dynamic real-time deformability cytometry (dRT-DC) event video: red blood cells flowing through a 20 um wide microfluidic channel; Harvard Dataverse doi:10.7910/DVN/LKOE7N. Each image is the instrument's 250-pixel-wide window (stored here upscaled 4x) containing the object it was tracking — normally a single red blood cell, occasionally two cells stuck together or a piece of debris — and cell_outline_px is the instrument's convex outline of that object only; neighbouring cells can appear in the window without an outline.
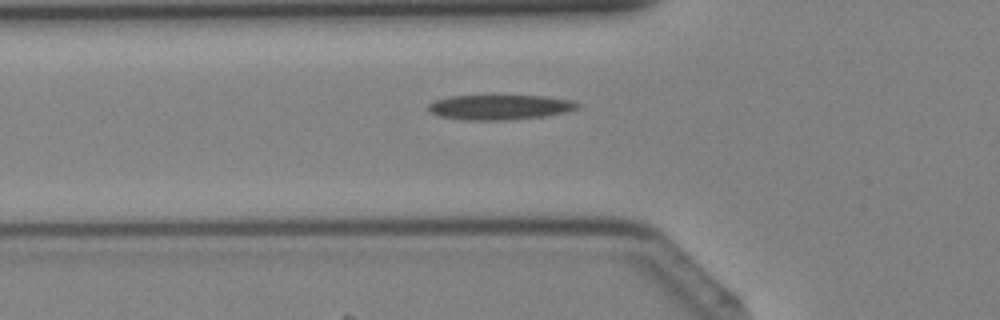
{"species": "Egyptian fruit bat (a non-hibernating species)", "species_latin": "Rousettus aegyptiacus", "temperature_condition": "cold", "stored_images_in_passage": 32, "camera_frame_rate_fps": 3000, "um_per_image_px": 0.085, "animal": {"sex": "female"}, "frame": {"image": 1, "passage_image": 6, "time_ms": 1.667, "image_size_px": [1000, 320], "cell_outline_px": [[580, 108], [564, 112], [544, 116], [508, 120], [464, 120], [440, 116], [432, 112], [428, 108], [428, 104], [432, 100], [448, 96], [544, 96], [572, 100], [580, 104]], "centroid_in_image_um": [42.47, 9.11], "position_along_channel_um": 83.3, "area_um2": 21.68}}
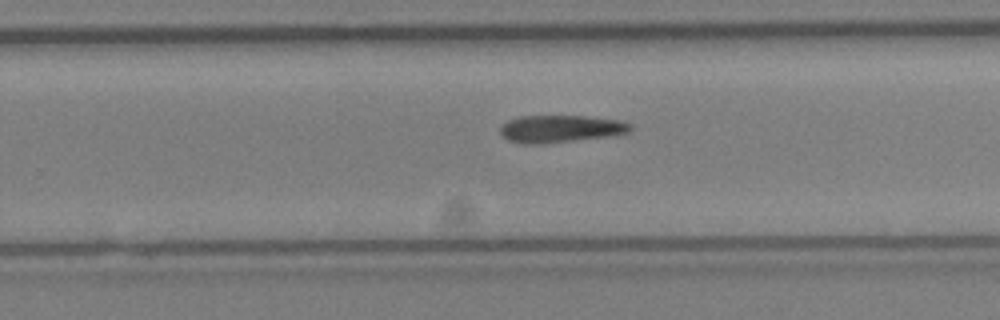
{"frame": {"image": 2, "passage_image": 18, "time_ms": 5.667, "image_size_px": [1000, 320], "cell_outline_px": [[632, 128], [628, 132], [604, 136], [540, 144], [520, 144], [508, 140], [500, 132], [500, 128], [508, 120], [520, 116], [584, 116], [620, 120], [632, 124]], "centroid_in_image_um": [47.6, 10.94], "position_along_channel_um": 282.2, "area_um2": 20.4}}
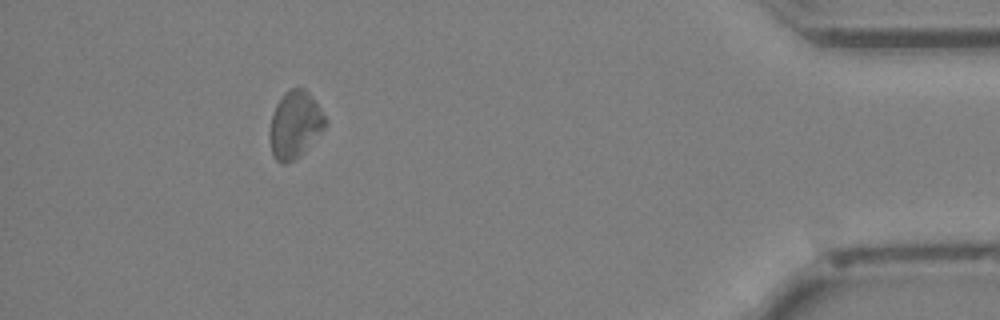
{"frame": {"image": 3, "passage_image": 29, "time_ms": 9.333, "image_size_px": [1000, 320], "cell_outline_px": [[328, 124], [304, 152], [300, 156], [284, 164], [276, 160], [272, 152], [268, 136], [272, 116], [276, 104], [284, 92], [292, 88], [304, 88], [316, 100], [328, 120]], "centroid_in_image_um": [25.09, 10.58], "position_along_channel_um": 410.1, "area_um2": 21.91}}